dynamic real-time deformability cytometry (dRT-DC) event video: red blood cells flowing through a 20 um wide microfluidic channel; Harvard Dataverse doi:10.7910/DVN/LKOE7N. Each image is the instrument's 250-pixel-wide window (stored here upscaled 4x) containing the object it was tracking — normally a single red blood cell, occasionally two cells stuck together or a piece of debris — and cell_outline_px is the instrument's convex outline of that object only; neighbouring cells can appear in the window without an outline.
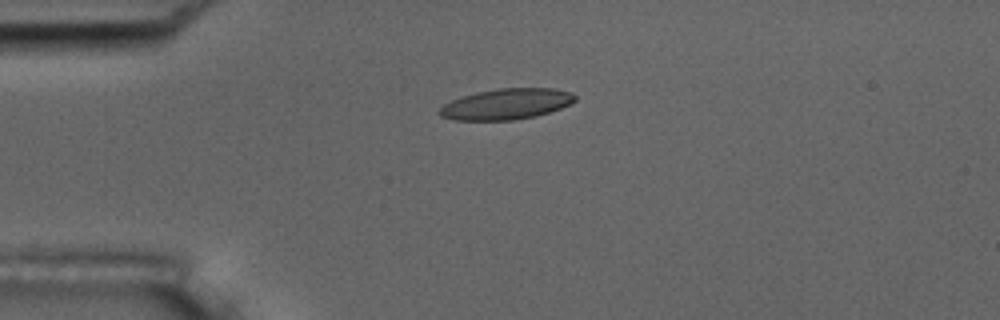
{"species": "common noctule bat (a hibernating species)", "species_latin": "Nyctalus noctula", "temperature_condition": "room temperature", "stored_images_in_passage": 5, "camera_frame_rate_fps": 3000, "um_per_image_px": 0.085, "animal": {"sex": "male", "body_mass_g": 17.5, "forearm_length_mm": 52.3}, "frame": {"image": 1, "passage_image": 4, "time_ms": 3.667, "image_size_px": [1000, 320], "cell_outline_px": [[576, 100], [560, 108], [536, 116], [512, 120], [456, 120], [440, 116], [436, 112], [444, 104], [460, 96], [476, 92], [500, 88], [552, 88], [572, 92], [576, 96]], "centroid_in_image_um": [43.01, 8.84], "position_along_channel_um": 42.0, "area_um2": 24.33}}